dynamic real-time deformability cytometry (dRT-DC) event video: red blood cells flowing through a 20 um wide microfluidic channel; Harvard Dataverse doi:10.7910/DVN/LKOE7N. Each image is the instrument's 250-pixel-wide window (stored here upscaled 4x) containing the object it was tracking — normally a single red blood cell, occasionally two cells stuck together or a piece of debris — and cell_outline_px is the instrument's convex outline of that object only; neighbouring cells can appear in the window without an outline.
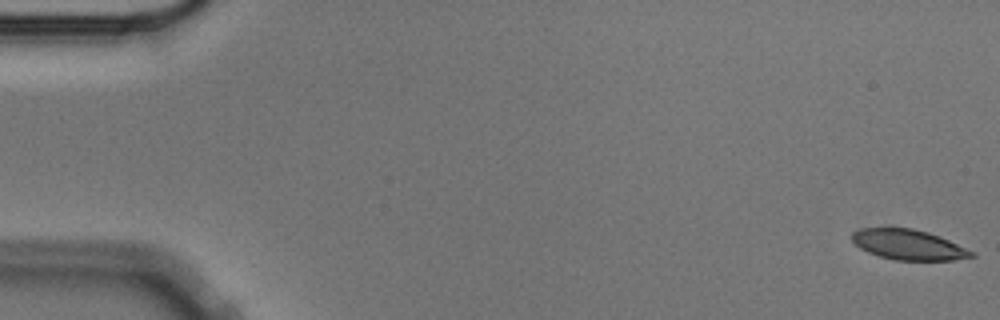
{"species": "Egyptian fruit bat (a non-hibernating species)", "species_latin": "Rousettus aegyptiacus", "temperature_condition": "cold", "stored_images_in_passage": 57, "camera_frame_rate_fps": 3000, "um_per_image_px": 0.085, "animal": {"sex": "male"}, "frame": {"image": 1, "passage_image": 1, "time_ms": 0.0, "image_size_px": [1000, 320], "cell_outline_px": [[976, 256], [952, 260], [892, 260], [868, 252], [860, 248], [852, 240], [852, 232], [860, 228], [912, 228], [928, 232], [940, 236], [976, 252]], "centroid_in_image_um": [77.24, 20.8], "position_along_channel_um": 7.8, "area_um2": 21.1}}
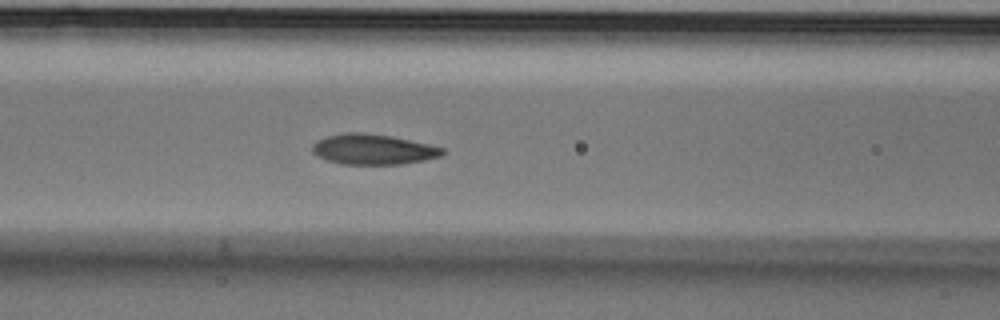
{"frame": {"image": 2, "passage_image": 24, "time_ms": 7.667, "image_size_px": [1000, 320], "cell_outline_px": [[444, 152], [440, 156], [424, 160], [404, 164], [340, 164], [316, 156], [312, 152], [312, 144], [316, 140], [328, 136], [348, 132], [360, 132], [392, 136], [428, 144], [444, 148]], "centroid_in_image_um": [31.69, 12.69], "position_along_channel_um": 134.9, "area_um2": 23.0}}
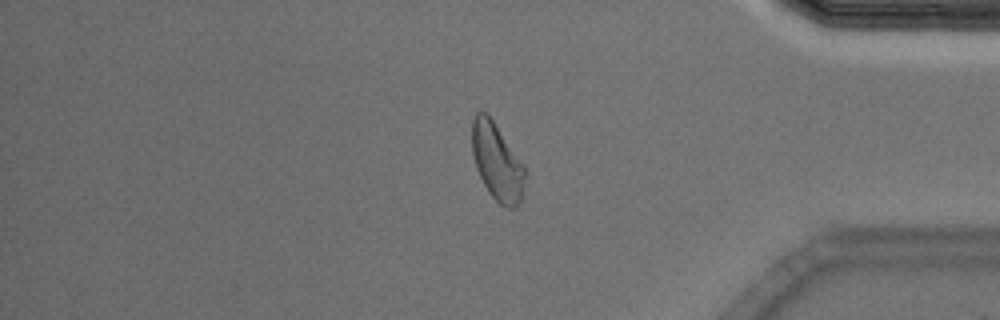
{"frame": {"image": 3, "passage_image": 48, "time_ms": 15.667, "image_size_px": [1000, 320], "cell_outline_px": [[528, 172], [520, 204], [516, 208], [504, 208], [488, 192], [476, 168], [472, 152], [472, 120], [476, 112], [488, 112], [524, 164]], "centroid_in_image_um": [42.28, 13.77], "position_along_channel_um": 392.9, "area_um2": 24.39}, "authors_computed_cell_mechanics": {"area_um2": 23.0044, "velocity_mm_per_s": 3.5186, "shape_relaxation_time_tau1_ms": 3.4499, "shape_relaxation_time_tau2_ms": 2.6291, "deformation_change_tau1": 0.1102, "deformation_change_tau2": 0.0815}}